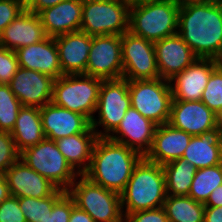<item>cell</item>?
Listing matches in <instances>:
<instances>
[{
  "mask_svg": "<svg viewBox=\"0 0 222 222\" xmlns=\"http://www.w3.org/2000/svg\"><path fill=\"white\" fill-rule=\"evenodd\" d=\"M177 34L197 58L222 60V4L216 0L180 1Z\"/></svg>",
  "mask_w": 222,
  "mask_h": 222,
  "instance_id": "obj_1",
  "label": "cell"
},
{
  "mask_svg": "<svg viewBox=\"0 0 222 222\" xmlns=\"http://www.w3.org/2000/svg\"><path fill=\"white\" fill-rule=\"evenodd\" d=\"M143 156L109 137H98L83 175L91 182L121 194Z\"/></svg>",
  "mask_w": 222,
  "mask_h": 222,
  "instance_id": "obj_2",
  "label": "cell"
},
{
  "mask_svg": "<svg viewBox=\"0 0 222 222\" xmlns=\"http://www.w3.org/2000/svg\"><path fill=\"white\" fill-rule=\"evenodd\" d=\"M120 195L124 218L133 212L163 207L167 194L162 165L143 157Z\"/></svg>",
  "mask_w": 222,
  "mask_h": 222,
  "instance_id": "obj_3",
  "label": "cell"
},
{
  "mask_svg": "<svg viewBox=\"0 0 222 222\" xmlns=\"http://www.w3.org/2000/svg\"><path fill=\"white\" fill-rule=\"evenodd\" d=\"M179 0L131 4L129 31L146 40L156 42L177 34Z\"/></svg>",
  "mask_w": 222,
  "mask_h": 222,
  "instance_id": "obj_4",
  "label": "cell"
},
{
  "mask_svg": "<svg viewBox=\"0 0 222 222\" xmlns=\"http://www.w3.org/2000/svg\"><path fill=\"white\" fill-rule=\"evenodd\" d=\"M103 79L84 74L62 75L54 80L52 102L85 116L90 122L96 112Z\"/></svg>",
  "mask_w": 222,
  "mask_h": 222,
  "instance_id": "obj_5",
  "label": "cell"
},
{
  "mask_svg": "<svg viewBox=\"0 0 222 222\" xmlns=\"http://www.w3.org/2000/svg\"><path fill=\"white\" fill-rule=\"evenodd\" d=\"M67 193L95 222H125L121 195L91 182L84 175L76 178Z\"/></svg>",
  "mask_w": 222,
  "mask_h": 222,
  "instance_id": "obj_6",
  "label": "cell"
},
{
  "mask_svg": "<svg viewBox=\"0 0 222 222\" xmlns=\"http://www.w3.org/2000/svg\"><path fill=\"white\" fill-rule=\"evenodd\" d=\"M130 107L129 81L124 78L103 80L96 112L91 120V127L97 137H109Z\"/></svg>",
  "mask_w": 222,
  "mask_h": 222,
  "instance_id": "obj_7",
  "label": "cell"
},
{
  "mask_svg": "<svg viewBox=\"0 0 222 222\" xmlns=\"http://www.w3.org/2000/svg\"><path fill=\"white\" fill-rule=\"evenodd\" d=\"M130 6L129 1L83 0L80 31L121 36L129 31Z\"/></svg>",
  "mask_w": 222,
  "mask_h": 222,
  "instance_id": "obj_8",
  "label": "cell"
},
{
  "mask_svg": "<svg viewBox=\"0 0 222 222\" xmlns=\"http://www.w3.org/2000/svg\"><path fill=\"white\" fill-rule=\"evenodd\" d=\"M20 159L59 189L67 191L79 174L69 165L54 140L44 138L20 153Z\"/></svg>",
  "mask_w": 222,
  "mask_h": 222,
  "instance_id": "obj_9",
  "label": "cell"
},
{
  "mask_svg": "<svg viewBox=\"0 0 222 222\" xmlns=\"http://www.w3.org/2000/svg\"><path fill=\"white\" fill-rule=\"evenodd\" d=\"M131 107L157 126L168 123L173 100L167 80L144 79L129 81Z\"/></svg>",
  "mask_w": 222,
  "mask_h": 222,
  "instance_id": "obj_10",
  "label": "cell"
},
{
  "mask_svg": "<svg viewBox=\"0 0 222 222\" xmlns=\"http://www.w3.org/2000/svg\"><path fill=\"white\" fill-rule=\"evenodd\" d=\"M123 76L128 81L160 78L154 42L130 31L121 35Z\"/></svg>",
  "mask_w": 222,
  "mask_h": 222,
  "instance_id": "obj_11",
  "label": "cell"
},
{
  "mask_svg": "<svg viewBox=\"0 0 222 222\" xmlns=\"http://www.w3.org/2000/svg\"><path fill=\"white\" fill-rule=\"evenodd\" d=\"M84 75L103 80L123 76L122 44L119 35L92 36Z\"/></svg>",
  "mask_w": 222,
  "mask_h": 222,
  "instance_id": "obj_12",
  "label": "cell"
},
{
  "mask_svg": "<svg viewBox=\"0 0 222 222\" xmlns=\"http://www.w3.org/2000/svg\"><path fill=\"white\" fill-rule=\"evenodd\" d=\"M168 123L192 136L217 131V115L202 101L172 100Z\"/></svg>",
  "mask_w": 222,
  "mask_h": 222,
  "instance_id": "obj_13",
  "label": "cell"
},
{
  "mask_svg": "<svg viewBox=\"0 0 222 222\" xmlns=\"http://www.w3.org/2000/svg\"><path fill=\"white\" fill-rule=\"evenodd\" d=\"M220 61L197 58L190 66L169 80L173 100L201 101L212 71Z\"/></svg>",
  "mask_w": 222,
  "mask_h": 222,
  "instance_id": "obj_14",
  "label": "cell"
},
{
  "mask_svg": "<svg viewBox=\"0 0 222 222\" xmlns=\"http://www.w3.org/2000/svg\"><path fill=\"white\" fill-rule=\"evenodd\" d=\"M54 78L19 67L9 86L22 106L38 107L52 102Z\"/></svg>",
  "mask_w": 222,
  "mask_h": 222,
  "instance_id": "obj_15",
  "label": "cell"
},
{
  "mask_svg": "<svg viewBox=\"0 0 222 222\" xmlns=\"http://www.w3.org/2000/svg\"><path fill=\"white\" fill-rule=\"evenodd\" d=\"M156 127L155 123L130 107L120 125L109 138L126 145L145 157L152 147Z\"/></svg>",
  "mask_w": 222,
  "mask_h": 222,
  "instance_id": "obj_16",
  "label": "cell"
},
{
  "mask_svg": "<svg viewBox=\"0 0 222 222\" xmlns=\"http://www.w3.org/2000/svg\"><path fill=\"white\" fill-rule=\"evenodd\" d=\"M5 180L10 195L17 198H46L58 189L49 179L30 168L20 158L6 170Z\"/></svg>",
  "mask_w": 222,
  "mask_h": 222,
  "instance_id": "obj_17",
  "label": "cell"
},
{
  "mask_svg": "<svg viewBox=\"0 0 222 222\" xmlns=\"http://www.w3.org/2000/svg\"><path fill=\"white\" fill-rule=\"evenodd\" d=\"M154 47L160 78L167 81L197 59L191 48L178 34L154 42Z\"/></svg>",
  "mask_w": 222,
  "mask_h": 222,
  "instance_id": "obj_18",
  "label": "cell"
},
{
  "mask_svg": "<svg viewBox=\"0 0 222 222\" xmlns=\"http://www.w3.org/2000/svg\"><path fill=\"white\" fill-rule=\"evenodd\" d=\"M40 115L45 137L54 141L85 133L91 127V122L85 116L59 107L53 102L42 106Z\"/></svg>",
  "mask_w": 222,
  "mask_h": 222,
  "instance_id": "obj_19",
  "label": "cell"
},
{
  "mask_svg": "<svg viewBox=\"0 0 222 222\" xmlns=\"http://www.w3.org/2000/svg\"><path fill=\"white\" fill-rule=\"evenodd\" d=\"M19 67L35 70L54 79L63 75L58 48L54 37L24 46L16 50Z\"/></svg>",
  "mask_w": 222,
  "mask_h": 222,
  "instance_id": "obj_20",
  "label": "cell"
},
{
  "mask_svg": "<svg viewBox=\"0 0 222 222\" xmlns=\"http://www.w3.org/2000/svg\"><path fill=\"white\" fill-rule=\"evenodd\" d=\"M54 38L63 75L85 74L92 36L76 31Z\"/></svg>",
  "mask_w": 222,
  "mask_h": 222,
  "instance_id": "obj_21",
  "label": "cell"
},
{
  "mask_svg": "<svg viewBox=\"0 0 222 222\" xmlns=\"http://www.w3.org/2000/svg\"><path fill=\"white\" fill-rule=\"evenodd\" d=\"M47 37L39 16L25 8L3 30L0 35V46L16 51L21 47L40 42Z\"/></svg>",
  "mask_w": 222,
  "mask_h": 222,
  "instance_id": "obj_22",
  "label": "cell"
},
{
  "mask_svg": "<svg viewBox=\"0 0 222 222\" xmlns=\"http://www.w3.org/2000/svg\"><path fill=\"white\" fill-rule=\"evenodd\" d=\"M192 135L165 123L156 127L153 143L145 158L148 161L164 165L182 158Z\"/></svg>",
  "mask_w": 222,
  "mask_h": 222,
  "instance_id": "obj_23",
  "label": "cell"
},
{
  "mask_svg": "<svg viewBox=\"0 0 222 222\" xmlns=\"http://www.w3.org/2000/svg\"><path fill=\"white\" fill-rule=\"evenodd\" d=\"M83 0H65L37 15L49 37L80 31Z\"/></svg>",
  "mask_w": 222,
  "mask_h": 222,
  "instance_id": "obj_24",
  "label": "cell"
},
{
  "mask_svg": "<svg viewBox=\"0 0 222 222\" xmlns=\"http://www.w3.org/2000/svg\"><path fill=\"white\" fill-rule=\"evenodd\" d=\"M97 138L96 132L90 127L85 133L63 137L55 142L69 165L79 175H83L90 165L93 146Z\"/></svg>",
  "mask_w": 222,
  "mask_h": 222,
  "instance_id": "obj_25",
  "label": "cell"
},
{
  "mask_svg": "<svg viewBox=\"0 0 222 222\" xmlns=\"http://www.w3.org/2000/svg\"><path fill=\"white\" fill-rule=\"evenodd\" d=\"M183 159L197 169L222 164V138L217 131L192 136Z\"/></svg>",
  "mask_w": 222,
  "mask_h": 222,
  "instance_id": "obj_26",
  "label": "cell"
},
{
  "mask_svg": "<svg viewBox=\"0 0 222 222\" xmlns=\"http://www.w3.org/2000/svg\"><path fill=\"white\" fill-rule=\"evenodd\" d=\"M11 135L19 153L35 146L46 138L43 131L40 108L22 106Z\"/></svg>",
  "mask_w": 222,
  "mask_h": 222,
  "instance_id": "obj_27",
  "label": "cell"
},
{
  "mask_svg": "<svg viewBox=\"0 0 222 222\" xmlns=\"http://www.w3.org/2000/svg\"><path fill=\"white\" fill-rule=\"evenodd\" d=\"M165 174L166 194L188 196L197 168L183 158L162 165Z\"/></svg>",
  "mask_w": 222,
  "mask_h": 222,
  "instance_id": "obj_28",
  "label": "cell"
},
{
  "mask_svg": "<svg viewBox=\"0 0 222 222\" xmlns=\"http://www.w3.org/2000/svg\"><path fill=\"white\" fill-rule=\"evenodd\" d=\"M163 209L169 222H203L205 205L189 196L167 195Z\"/></svg>",
  "mask_w": 222,
  "mask_h": 222,
  "instance_id": "obj_29",
  "label": "cell"
},
{
  "mask_svg": "<svg viewBox=\"0 0 222 222\" xmlns=\"http://www.w3.org/2000/svg\"><path fill=\"white\" fill-rule=\"evenodd\" d=\"M220 185H222V164L197 169L188 196L205 204L212 191Z\"/></svg>",
  "mask_w": 222,
  "mask_h": 222,
  "instance_id": "obj_30",
  "label": "cell"
},
{
  "mask_svg": "<svg viewBox=\"0 0 222 222\" xmlns=\"http://www.w3.org/2000/svg\"><path fill=\"white\" fill-rule=\"evenodd\" d=\"M57 189L46 198L19 197V205L27 222H44L52 213L54 204L66 193Z\"/></svg>",
  "mask_w": 222,
  "mask_h": 222,
  "instance_id": "obj_31",
  "label": "cell"
},
{
  "mask_svg": "<svg viewBox=\"0 0 222 222\" xmlns=\"http://www.w3.org/2000/svg\"><path fill=\"white\" fill-rule=\"evenodd\" d=\"M21 107L9 84H0V131L12 132Z\"/></svg>",
  "mask_w": 222,
  "mask_h": 222,
  "instance_id": "obj_32",
  "label": "cell"
},
{
  "mask_svg": "<svg viewBox=\"0 0 222 222\" xmlns=\"http://www.w3.org/2000/svg\"><path fill=\"white\" fill-rule=\"evenodd\" d=\"M201 101L216 115L222 111V64L211 73L202 93Z\"/></svg>",
  "mask_w": 222,
  "mask_h": 222,
  "instance_id": "obj_33",
  "label": "cell"
},
{
  "mask_svg": "<svg viewBox=\"0 0 222 222\" xmlns=\"http://www.w3.org/2000/svg\"><path fill=\"white\" fill-rule=\"evenodd\" d=\"M19 158L11 133L0 131V173H5Z\"/></svg>",
  "mask_w": 222,
  "mask_h": 222,
  "instance_id": "obj_34",
  "label": "cell"
},
{
  "mask_svg": "<svg viewBox=\"0 0 222 222\" xmlns=\"http://www.w3.org/2000/svg\"><path fill=\"white\" fill-rule=\"evenodd\" d=\"M18 68L16 51L0 46V84H9Z\"/></svg>",
  "mask_w": 222,
  "mask_h": 222,
  "instance_id": "obj_35",
  "label": "cell"
},
{
  "mask_svg": "<svg viewBox=\"0 0 222 222\" xmlns=\"http://www.w3.org/2000/svg\"><path fill=\"white\" fill-rule=\"evenodd\" d=\"M0 222H27L17 197L10 195L0 202Z\"/></svg>",
  "mask_w": 222,
  "mask_h": 222,
  "instance_id": "obj_36",
  "label": "cell"
},
{
  "mask_svg": "<svg viewBox=\"0 0 222 222\" xmlns=\"http://www.w3.org/2000/svg\"><path fill=\"white\" fill-rule=\"evenodd\" d=\"M75 206L73 198L66 192L53 206L52 213L44 222H69L72 208Z\"/></svg>",
  "mask_w": 222,
  "mask_h": 222,
  "instance_id": "obj_37",
  "label": "cell"
},
{
  "mask_svg": "<svg viewBox=\"0 0 222 222\" xmlns=\"http://www.w3.org/2000/svg\"><path fill=\"white\" fill-rule=\"evenodd\" d=\"M24 9L18 0H0V35Z\"/></svg>",
  "mask_w": 222,
  "mask_h": 222,
  "instance_id": "obj_38",
  "label": "cell"
},
{
  "mask_svg": "<svg viewBox=\"0 0 222 222\" xmlns=\"http://www.w3.org/2000/svg\"><path fill=\"white\" fill-rule=\"evenodd\" d=\"M125 222H169L163 207L130 213Z\"/></svg>",
  "mask_w": 222,
  "mask_h": 222,
  "instance_id": "obj_39",
  "label": "cell"
},
{
  "mask_svg": "<svg viewBox=\"0 0 222 222\" xmlns=\"http://www.w3.org/2000/svg\"><path fill=\"white\" fill-rule=\"evenodd\" d=\"M62 1L65 0H34L26 9L38 14L40 11L53 7Z\"/></svg>",
  "mask_w": 222,
  "mask_h": 222,
  "instance_id": "obj_40",
  "label": "cell"
},
{
  "mask_svg": "<svg viewBox=\"0 0 222 222\" xmlns=\"http://www.w3.org/2000/svg\"><path fill=\"white\" fill-rule=\"evenodd\" d=\"M203 222H222V206H205Z\"/></svg>",
  "mask_w": 222,
  "mask_h": 222,
  "instance_id": "obj_41",
  "label": "cell"
},
{
  "mask_svg": "<svg viewBox=\"0 0 222 222\" xmlns=\"http://www.w3.org/2000/svg\"><path fill=\"white\" fill-rule=\"evenodd\" d=\"M69 222H95L86 212L79 209L76 205L72 208Z\"/></svg>",
  "mask_w": 222,
  "mask_h": 222,
  "instance_id": "obj_42",
  "label": "cell"
},
{
  "mask_svg": "<svg viewBox=\"0 0 222 222\" xmlns=\"http://www.w3.org/2000/svg\"><path fill=\"white\" fill-rule=\"evenodd\" d=\"M205 206L219 207L222 206V185L215 188L210 194Z\"/></svg>",
  "mask_w": 222,
  "mask_h": 222,
  "instance_id": "obj_43",
  "label": "cell"
},
{
  "mask_svg": "<svg viewBox=\"0 0 222 222\" xmlns=\"http://www.w3.org/2000/svg\"><path fill=\"white\" fill-rule=\"evenodd\" d=\"M10 196L9 187L5 180V173H0V202Z\"/></svg>",
  "mask_w": 222,
  "mask_h": 222,
  "instance_id": "obj_44",
  "label": "cell"
},
{
  "mask_svg": "<svg viewBox=\"0 0 222 222\" xmlns=\"http://www.w3.org/2000/svg\"><path fill=\"white\" fill-rule=\"evenodd\" d=\"M169 0H129L130 4H146V3H154V2H165Z\"/></svg>",
  "mask_w": 222,
  "mask_h": 222,
  "instance_id": "obj_45",
  "label": "cell"
},
{
  "mask_svg": "<svg viewBox=\"0 0 222 222\" xmlns=\"http://www.w3.org/2000/svg\"><path fill=\"white\" fill-rule=\"evenodd\" d=\"M217 132L222 138V111L217 115Z\"/></svg>",
  "mask_w": 222,
  "mask_h": 222,
  "instance_id": "obj_46",
  "label": "cell"
},
{
  "mask_svg": "<svg viewBox=\"0 0 222 222\" xmlns=\"http://www.w3.org/2000/svg\"><path fill=\"white\" fill-rule=\"evenodd\" d=\"M25 8H27L34 0H18Z\"/></svg>",
  "mask_w": 222,
  "mask_h": 222,
  "instance_id": "obj_47",
  "label": "cell"
},
{
  "mask_svg": "<svg viewBox=\"0 0 222 222\" xmlns=\"http://www.w3.org/2000/svg\"><path fill=\"white\" fill-rule=\"evenodd\" d=\"M98 1H129V0H98Z\"/></svg>",
  "mask_w": 222,
  "mask_h": 222,
  "instance_id": "obj_48",
  "label": "cell"
},
{
  "mask_svg": "<svg viewBox=\"0 0 222 222\" xmlns=\"http://www.w3.org/2000/svg\"><path fill=\"white\" fill-rule=\"evenodd\" d=\"M218 3L222 4V0H216Z\"/></svg>",
  "mask_w": 222,
  "mask_h": 222,
  "instance_id": "obj_49",
  "label": "cell"
}]
</instances>
